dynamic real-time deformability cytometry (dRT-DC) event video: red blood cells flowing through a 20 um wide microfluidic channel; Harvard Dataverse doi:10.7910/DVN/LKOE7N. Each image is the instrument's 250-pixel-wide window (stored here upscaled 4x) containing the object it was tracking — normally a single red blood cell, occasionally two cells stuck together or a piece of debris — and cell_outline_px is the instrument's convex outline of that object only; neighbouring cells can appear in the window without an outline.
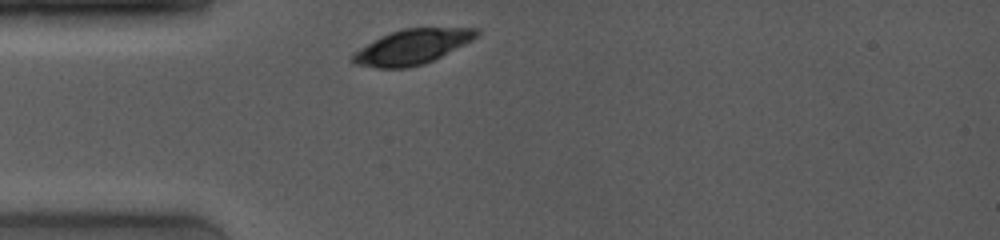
{"species": "common noctule bat (a hibernating species)", "species_latin": "Nyctalus noctula", "temperature_condition": "room temperature", "stored_images_in_passage": 21, "camera_frame_rate_fps": 4000, "um_per_image_px": 0.085, "animal": {"sex": "female", "body_mass_g": 19.0, "forearm_length_mm": 53.3}, "frame": {"image": 1, "passage_image": 1, "time_ms": 0.0, "image_size_px": [1000, 240], "cell_outline_px": [[480, 36], [424, 64], [408, 68], [376, 68], [356, 64], [352, 60], [352, 56], [360, 48], [392, 32], [404, 28], [476, 28], [480, 32]], "centroid_in_image_um": [35.07, 3.98], "position_along_channel_um": 49.9, "area_um2": 24.62}}
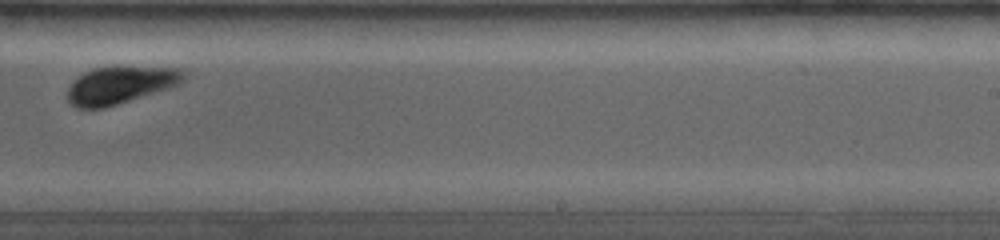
{"frame": {"image": 2, "passage_image": 13, "time_ms": 6.25, "image_size_px": [1000, 240], "cell_outline_px": [[184, 80], [168, 88], [104, 108], [76, 108], [68, 100], [68, 88], [84, 72], [92, 68], [112, 64], [120, 64], [180, 68], [184, 72]], "centroid_in_image_um": [10.23, 7.16], "position_along_channel_um": 278.8, "area_um2": 25.72}}
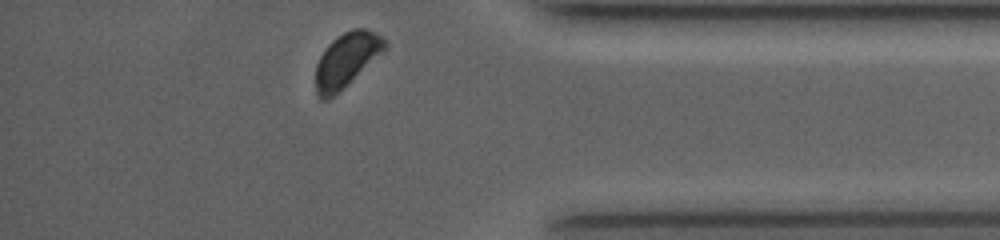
{"frame": {"image": 3, "passage_image": 21, "time_ms": 9.75, "image_size_px": [1000, 240], "cell_outline_px": [[388, 48], [340, 92], [328, 100], [320, 100], [316, 92], [316, 64], [320, 56], [328, 44], [332, 40], [344, 32], [352, 28], [364, 28], [376, 32], [388, 40]], "centroid_in_image_um": [29.49, 5.1], "position_along_channel_um": 405.7, "area_um2": 22.31}, "authors_computed_cell_mechanics": {"area_um2": 25.721, "velocity_mm_per_s": 3.8399, "shape_relaxation_time_tau1_ms": 0.5525, "shape_relaxation_time_tau2_ms": 2.9883, "deformation_change_tau1": 0.055, "deformation_change_tau2": 0.0399}}